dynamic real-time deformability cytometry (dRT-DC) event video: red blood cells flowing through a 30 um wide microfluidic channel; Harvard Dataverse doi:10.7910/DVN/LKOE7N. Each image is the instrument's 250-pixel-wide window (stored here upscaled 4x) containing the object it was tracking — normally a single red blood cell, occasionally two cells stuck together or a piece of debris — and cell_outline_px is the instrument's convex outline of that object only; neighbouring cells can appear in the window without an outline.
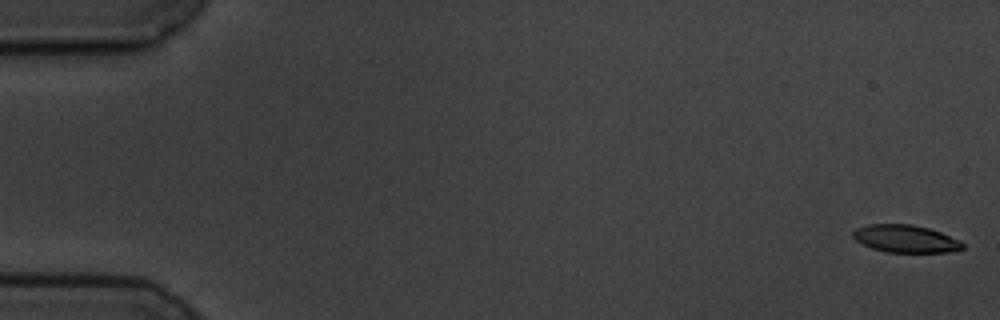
{"species": "common noctule bat (a hibernating species)", "species_latin": "Nyctalus noctula", "temperature_condition": "cold", "stored_images_in_passage": 5, "camera_frame_rate_fps": 3000, "um_per_image_px": 0.085, "animal": {"sex": "male", "body_mass_g": 19.5, "forearm_length_mm": 54.6}, "frame": {"image": 1, "passage_image": 1, "time_ms": 0.0, "image_size_px": [1000, 320], "cell_outline_px": [[964, 248], [948, 252], [888, 252], [872, 248], [856, 240], [852, 236], [852, 232], [856, 228], [868, 224], [912, 224], [928, 228], [940, 232], [960, 240], [964, 244]], "centroid_in_image_um": [76.97, 20.28], "position_along_channel_um": 8.0, "area_um2": 17.51}}
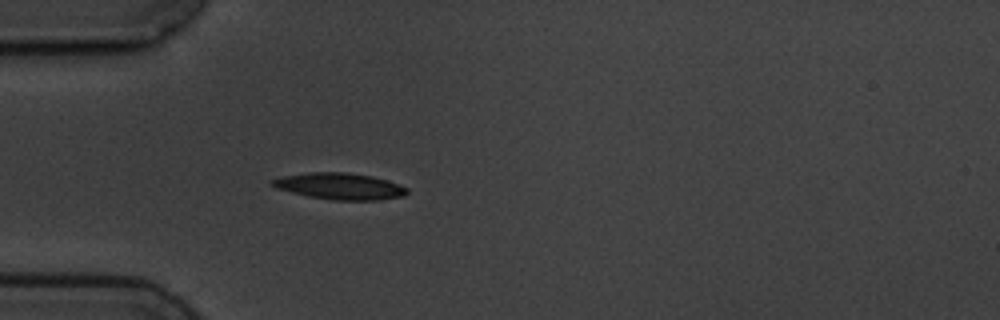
{"frame": {"image": 2, "passage_image": 5, "time_ms": 5.333, "image_size_px": [1000, 320], "cell_outline_px": [[408, 192], [404, 196], [376, 200], [336, 200], [308, 196], [276, 188], [268, 184], [268, 180], [284, 176], [308, 172], [348, 172], [372, 176], [388, 180], [400, 184], [408, 188]], "centroid_in_image_um": [28.87, 15.82], "position_along_channel_um": 56.1, "area_um2": 20.92}}